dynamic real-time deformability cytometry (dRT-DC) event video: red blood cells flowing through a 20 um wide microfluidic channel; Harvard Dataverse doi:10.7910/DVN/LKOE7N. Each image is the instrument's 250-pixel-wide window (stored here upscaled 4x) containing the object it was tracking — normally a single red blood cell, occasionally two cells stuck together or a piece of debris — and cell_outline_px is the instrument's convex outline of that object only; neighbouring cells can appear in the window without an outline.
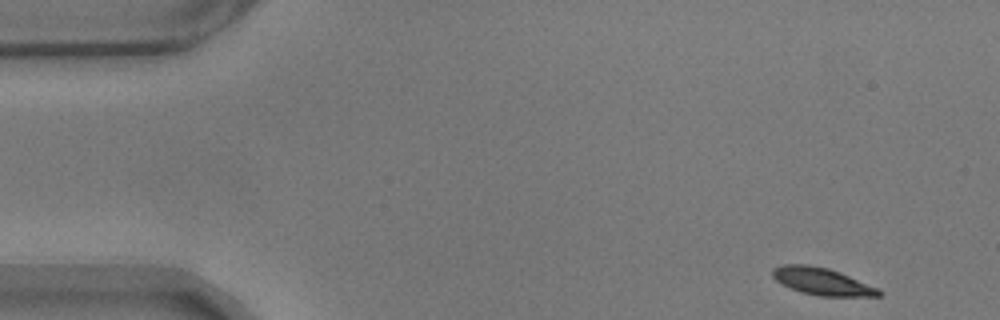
{"species": "common noctule bat (a hibernating species)", "species_latin": "Nyctalus noctula", "temperature_condition": "warm", "stored_images_in_passage": 54, "camera_frame_rate_fps": 3000, "um_per_image_px": 0.085, "animal": {"sex": "male", "body_mass_g": 17.9}, "frame": {"image": 1, "passage_image": 1, "time_ms": 0.0, "image_size_px": [1000, 320], "cell_outline_px": [[884, 292], [880, 296], [820, 296], [800, 292], [776, 280], [772, 276], [772, 268], [784, 264], [808, 264], [828, 268], [840, 272], [876, 288]], "centroid_in_image_um": [69.85, 23.91], "position_along_channel_um": 15.1, "area_um2": 16.65}}
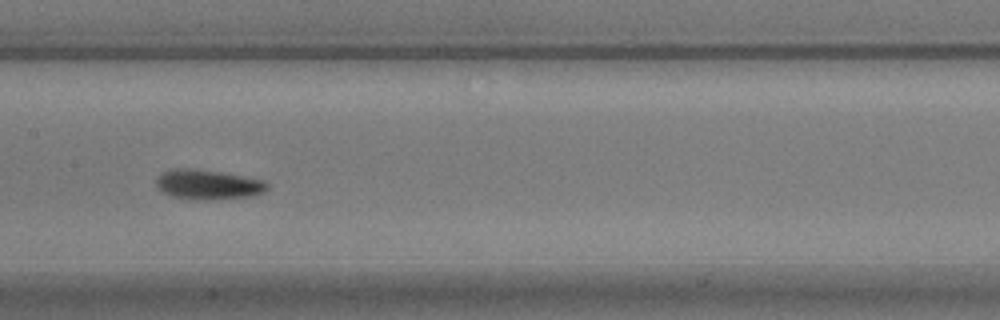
{"frame": {"image": 2, "passage_image": 25, "time_ms": 8.0, "image_size_px": [1000, 320], "cell_outline_px": [[268, 188], [264, 192], [252, 196], [208, 200], [192, 200], [172, 196], [156, 188], [156, 176], [160, 172], [172, 168], [192, 168], [220, 172], [264, 180], [268, 184]], "centroid_in_image_um": [17.63, 15.68], "position_along_channel_um": 189.8, "area_um2": 19.54}}
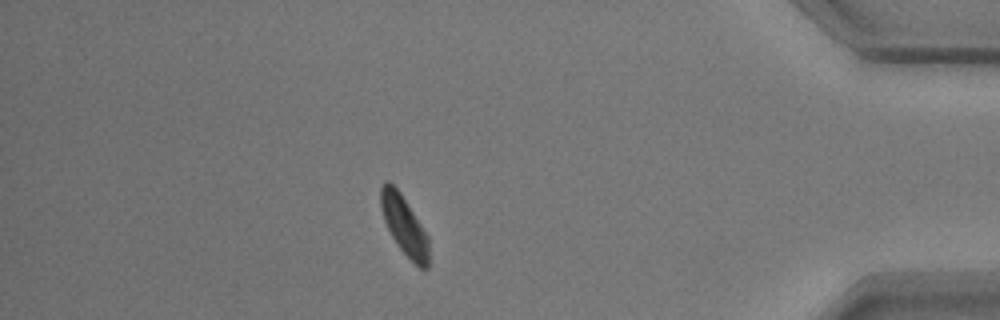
{"frame": {"image": 3, "passage_image": 47, "time_ms": 15.333, "image_size_px": [1000, 320], "cell_outline_px": [[428, 268], [420, 268], [396, 244], [384, 220], [380, 208], [380, 188], [384, 180], [388, 180], [400, 192], [428, 236]], "centroid_in_image_um": [34.33, 19.12], "position_along_channel_um": 400.9, "area_um2": 16.24}, "authors_computed_cell_mechanics": {"area_um2": 17.629, "velocity_mm_per_s": 3.4617, "shape_relaxation_time_tau1_ms": 2.7302, "shape_relaxation_time_tau2_ms": null, "deformation_change_tau1": 0.1179, "deformation_change_tau2": null}}